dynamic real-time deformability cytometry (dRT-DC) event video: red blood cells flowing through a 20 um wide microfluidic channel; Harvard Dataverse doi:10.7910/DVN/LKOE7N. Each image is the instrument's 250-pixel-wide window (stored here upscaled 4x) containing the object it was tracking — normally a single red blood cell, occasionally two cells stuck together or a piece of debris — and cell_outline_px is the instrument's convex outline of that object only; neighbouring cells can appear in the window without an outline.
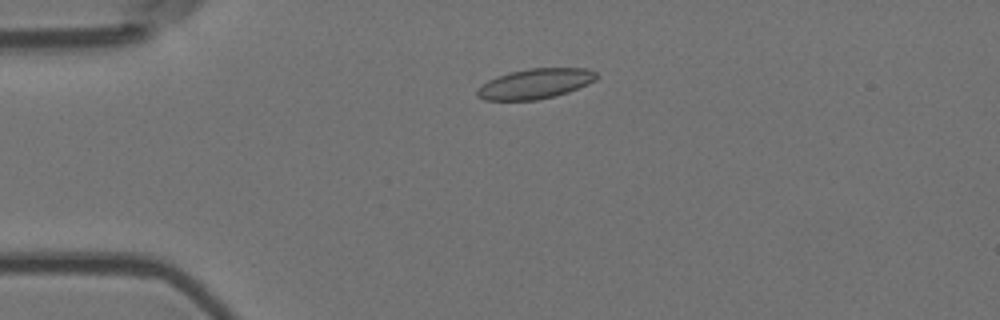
{"species": "Egyptian fruit bat (a non-hibernating species)", "species_latin": "Rousettus aegyptiacus", "temperature_condition": "room temperature", "stored_images_in_passage": 10, "camera_frame_rate_fps": 3000, "um_per_image_px": 0.085, "animal": {"sex": "female"}, "frame": {"image": 1, "passage_image": 4, "time_ms": 1.0, "image_size_px": [1000, 320], "cell_outline_px": [[596, 80], [588, 84], [568, 92], [556, 96], [536, 100], [484, 100], [476, 96], [476, 88], [488, 80], [496, 76], [512, 72], [532, 68], [588, 68], [596, 72]], "centroid_in_image_um": [45.47, 7.12], "position_along_channel_um": 39.5, "area_um2": 20.98}}
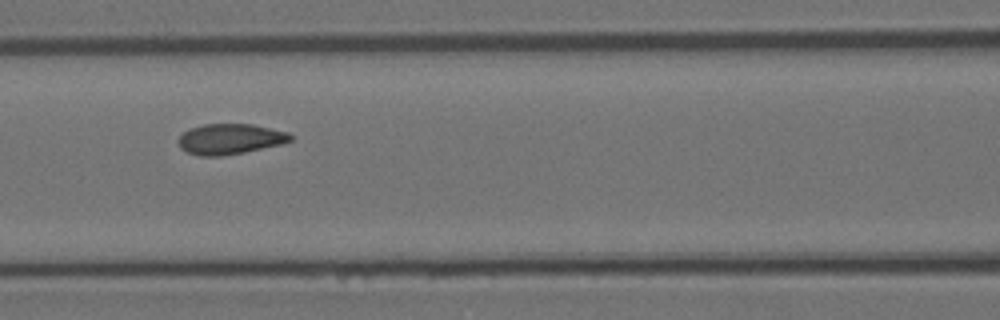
{"frame": {"image": 2, "passage_image": 7, "time_ms": 2.0, "image_size_px": [1000, 320], "cell_outline_px": [[292, 140], [280, 144], [244, 152], [220, 156], [200, 156], [188, 152], [180, 148], [176, 140], [188, 128], [204, 124], [252, 124], [288, 132], [292, 136]], "centroid_in_image_um": [19.51, 11.81], "position_along_channel_um": 147.1, "area_um2": 19.88}}
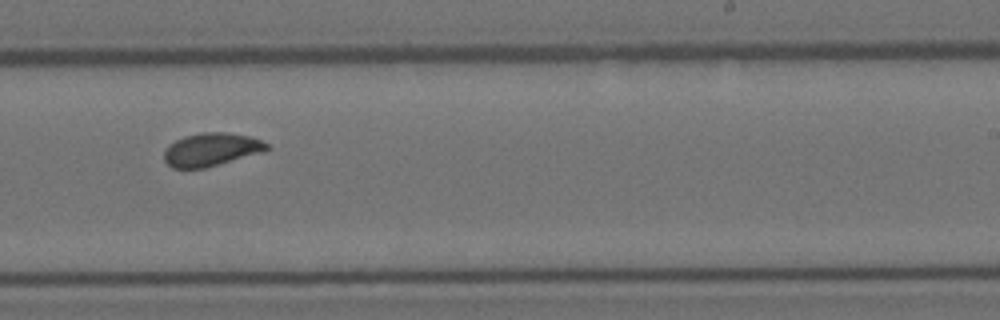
{"frame": {"image": 3, "passage_image": 10, "time_ms": 3.0, "image_size_px": [1000, 320], "cell_outline_px": [[272, 148], [264, 152], [204, 168], [172, 168], [164, 160], [164, 152], [168, 144], [184, 136], [204, 132], [228, 132], [248, 136], [260, 140], [268, 144]], "centroid_in_image_um": [17.97, 12.71], "position_along_channel_um": 271.0, "area_um2": 19.88}}